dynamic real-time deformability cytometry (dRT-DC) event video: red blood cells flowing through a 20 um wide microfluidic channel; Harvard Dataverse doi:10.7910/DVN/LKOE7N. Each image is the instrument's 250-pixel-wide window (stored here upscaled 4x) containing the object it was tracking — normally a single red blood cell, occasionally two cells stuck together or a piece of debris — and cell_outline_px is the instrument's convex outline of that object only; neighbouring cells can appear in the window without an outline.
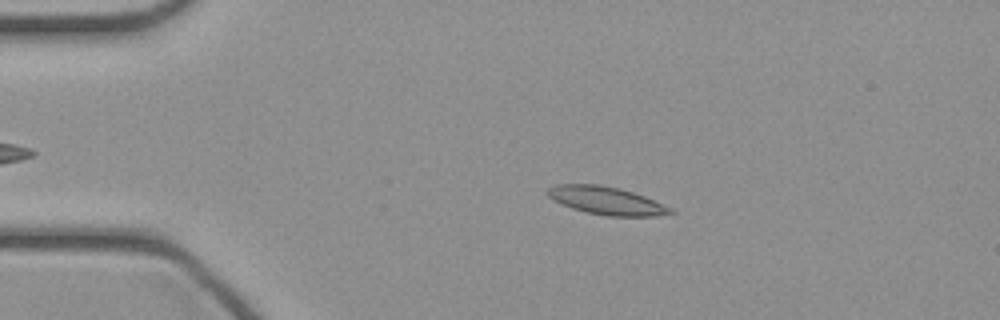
{"species": "common noctule bat (a hibernating species)", "species_latin": "Nyctalus noctula", "temperature_condition": "cold", "stored_images_in_passage": 44, "camera_frame_rate_fps": 3000, "um_per_image_px": 0.085, "animal": {"sex": "female", "body_mass_g": 21.9}, "frame": {"image": 1, "passage_image": 7, "time_ms": 2.0, "image_size_px": [1000, 320], "cell_outline_px": [[676, 212], [656, 216], [608, 216], [588, 212], [572, 208], [560, 204], [552, 200], [544, 192], [548, 188], [556, 184], [600, 184], [620, 188], [644, 196], [672, 208]], "centroid_in_image_um": [51.5, 17.04], "position_along_channel_um": 33.5, "area_um2": 20.06}}
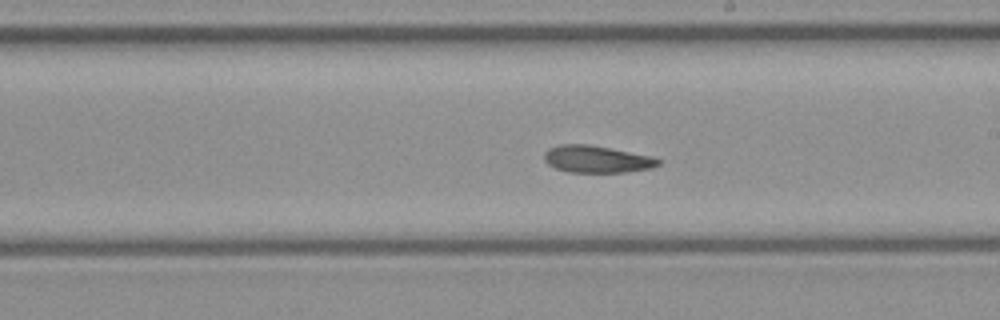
{"frame": {"image": 2, "passage_image": 24, "time_ms": 7.667, "image_size_px": [1000, 320], "cell_outline_px": [[660, 164], [652, 168], [624, 172], [568, 172], [556, 168], [548, 164], [544, 160], [544, 152], [548, 148], [560, 144], [588, 144], [652, 156], [660, 160]], "centroid_in_image_um": [50.7, 13.52], "position_along_channel_um": 238.3, "area_um2": 17.98}}
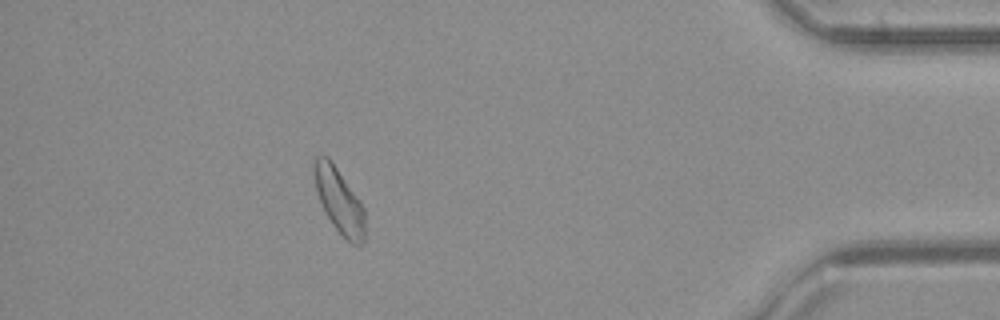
{"frame": {"image": 3, "passage_image": 39, "time_ms": 12.667, "image_size_px": [1000, 320], "cell_outline_px": [[364, 240], [356, 248], [332, 224], [324, 212], [316, 192], [316, 156], [328, 156], [360, 200], [364, 208]], "centroid_in_image_um": [28.86, 17.11], "position_along_channel_um": 406.3, "area_um2": 18.73}}